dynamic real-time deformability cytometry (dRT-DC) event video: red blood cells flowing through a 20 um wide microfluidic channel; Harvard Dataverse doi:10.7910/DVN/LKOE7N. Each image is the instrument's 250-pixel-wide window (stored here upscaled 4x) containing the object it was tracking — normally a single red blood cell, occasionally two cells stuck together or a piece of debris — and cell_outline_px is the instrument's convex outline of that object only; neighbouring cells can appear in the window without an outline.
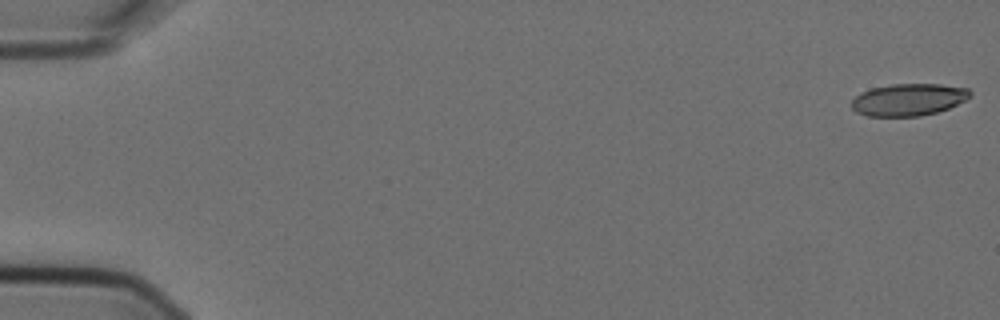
{"species": "Egyptian fruit bat (a non-hibernating species)", "species_latin": "Rousettus aegyptiacus", "temperature_condition": "cold", "stored_images_in_passage": 5, "segment_of_instrument_passage": [2, 2], "camera_frame_rate_fps": 3000, "um_per_image_px": 0.085, "animal": {"sex": "female"}, "frame": {"image": 1, "passage_image": 5, "time_ms": 1.333, "image_size_px": [1000, 320], "cell_outline_px": [[972, 96], [948, 108], [936, 112], [920, 116], [868, 116], [856, 112], [852, 108], [852, 100], [860, 92], [872, 88], [892, 84], [940, 84], [968, 88], [972, 92]], "centroid_in_image_um": [77.22, 8.46], "position_along_channel_um": 7.8, "area_um2": 22.14}}